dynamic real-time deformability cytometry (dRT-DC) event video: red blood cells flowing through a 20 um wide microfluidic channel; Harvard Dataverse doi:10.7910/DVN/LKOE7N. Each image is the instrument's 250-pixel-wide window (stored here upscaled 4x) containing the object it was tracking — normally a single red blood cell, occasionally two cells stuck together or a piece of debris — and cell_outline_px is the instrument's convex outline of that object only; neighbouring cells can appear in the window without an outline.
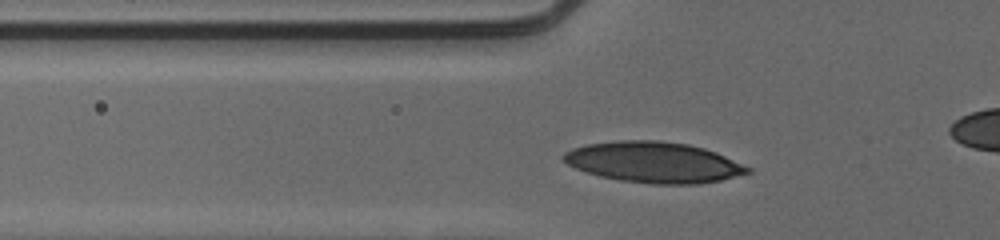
{"species": "human", "species_latin": "Homo sapiens", "temperature_condition": "cold", "stored_images_in_passage": 37, "camera_frame_rate_fps": 3000, "um_per_image_px": 0.085, "donor": {"sex": "male"}, "frame": {"image": 1, "passage_image": 11, "time_ms": 3.333, "image_size_px": [1000, 240], "cell_outline_px": [[752, 172], [720, 180], [696, 184], [652, 184], [620, 180], [600, 176], [576, 168], [568, 164], [564, 160], [564, 152], [572, 148], [588, 144], [620, 140], [656, 140], [688, 144], [704, 148], [716, 152], [752, 168]], "centroid_in_image_um": [55.6, 13.79], "position_along_channel_um": 70.2, "area_um2": 43.52}}
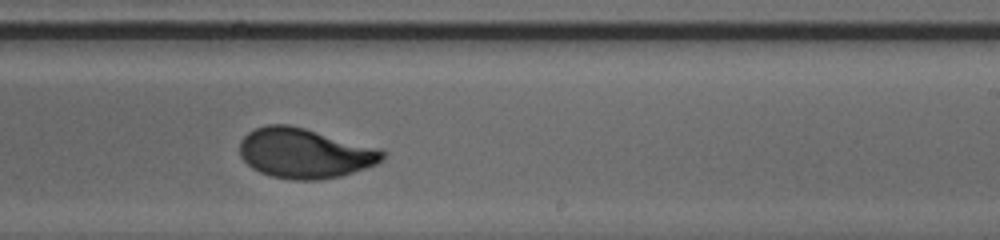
{"frame": {"image": 2, "passage_image": 26, "time_ms": 8.333, "image_size_px": [1000, 240], "cell_outline_px": [[388, 152], [384, 160], [376, 164], [340, 176], [320, 180], [292, 180], [268, 176], [252, 168], [240, 156], [240, 140], [248, 132], [256, 128], [268, 124], [288, 124], [304, 128], [380, 148]], "centroid_in_image_um": [25.91, 13.03], "position_along_channel_um": 263.1, "area_um2": 41.79}}
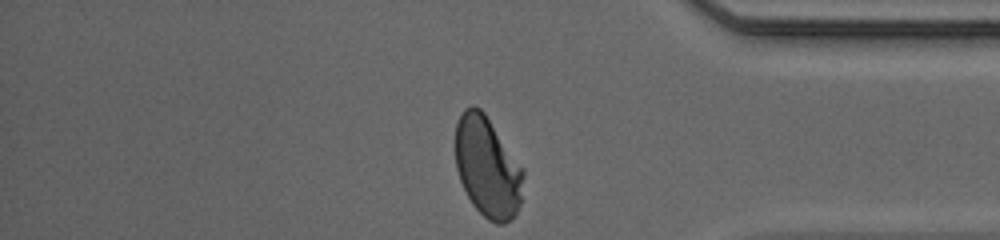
{"frame": {"image": 3, "passage_image": 37, "time_ms": 12.0, "image_size_px": [1000, 240], "cell_outline_px": [[524, 176], [520, 204], [516, 212], [504, 224], [496, 224], [488, 220], [472, 204], [460, 180], [456, 168], [456, 124], [464, 108], [472, 104], [480, 108], [484, 112], [524, 168]], "centroid_in_image_um": [41.44, 14.18], "position_along_channel_um": 393.8, "area_um2": 39.77}, "authors_computed_cell_mechanics": {"area_um2": 41.327, "velocity_mm_per_s": 3.9189, "shape_relaxation_time_tau1_ms": 2.9582, "shape_relaxation_time_tau2_ms": null, "deformation_change_tau1": 0.1575, "deformation_change_tau2": null}}